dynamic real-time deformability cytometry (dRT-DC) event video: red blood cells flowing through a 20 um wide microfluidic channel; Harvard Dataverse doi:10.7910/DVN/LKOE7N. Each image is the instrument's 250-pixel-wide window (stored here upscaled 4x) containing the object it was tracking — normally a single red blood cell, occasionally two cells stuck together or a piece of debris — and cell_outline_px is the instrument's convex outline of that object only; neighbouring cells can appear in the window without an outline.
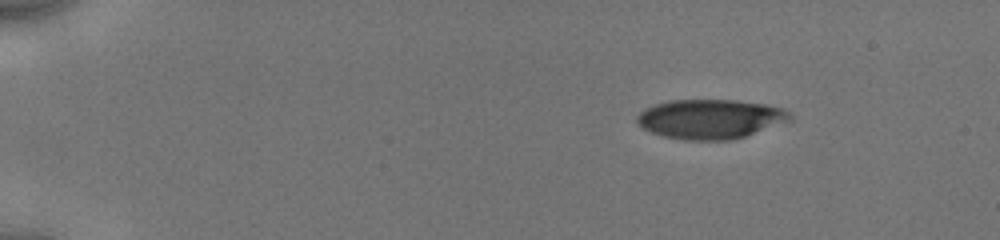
{"species": "human", "species_latin": "Homo sapiens", "temperature_condition": "cold", "stored_images_in_passage": 39, "camera_frame_rate_fps": 3000, "um_per_image_px": 0.085, "donor": {"sex": "male"}, "frame": {"image": 1, "passage_image": 1, "time_ms": 0.0, "image_size_px": [1000, 240], "cell_outline_px": [[792, 120], [732, 140], [684, 140], [664, 136], [652, 132], [644, 128], [636, 120], [636, 116], [644, 108], [656, 104], [672, 100], [736, 100], [764, 104], [784, 108], [792, 116]], "centroid_in_image_um": [60.38, 10.11], "position_along_channel_um": 24.6, "area_um2": 35.03}}
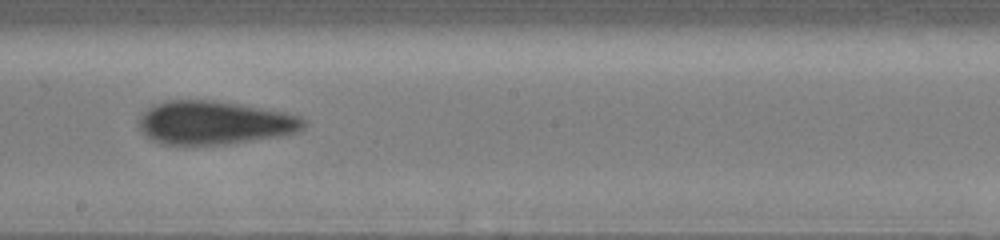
{"frame": {"image": 2, "passage_image": 24, "time_ms": 8.0, "image_size_px": [1000, 240], "cell_outline_px": [[304, 128], [300, 132], [280, 136], [224, 144], [164, 144], [152, 140], [140, 128], [140, 116], [152, 104], [164, 100], [212, 100], [240, 104], [284, 112], [300, 116], [304, 120]], "centroid_in_image_um": [18.24, 10.42], "position_along_channel_um": 230.0, "area_um2": 41.5}}
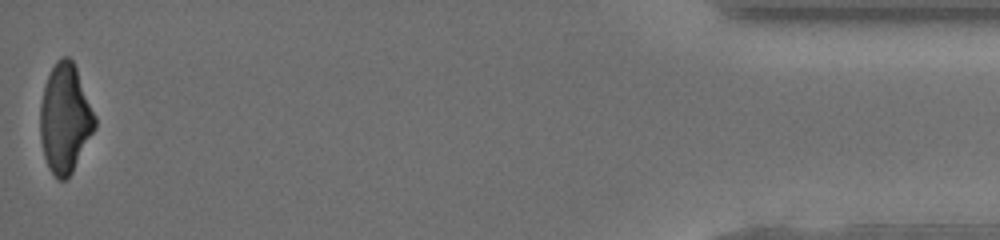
{"frame": {"image": 3, "passage_image": 38, "time_ms": 15.0, "image_size_px": [1000, 240], "cell_outline_px": [[96, 128], [72, 172], [64, 180], [60, 180], [48, 168], [44, 156], [40, 140], [40, 104], [44, 84], [56, 60], [60, 56], [68, 56], [72, 60], [76, 68], [96, 116]], "centroid_in_image_um": [5.52, 10.06], "position_along_channel_um": 429.7, "area_um2": 34.74}, "authors_computed_cell_mechanics": {"area_um2": 38.2058, "velocity_mm_per_s": 3.9602, "shape_relaxation_time_tau1_ms": 3.1534, "shape_relaxation_time_tau2_ms": 3.0663, "deformation_change_tau1": 0.1367, "deformation_change_tau2": 0.1154}}